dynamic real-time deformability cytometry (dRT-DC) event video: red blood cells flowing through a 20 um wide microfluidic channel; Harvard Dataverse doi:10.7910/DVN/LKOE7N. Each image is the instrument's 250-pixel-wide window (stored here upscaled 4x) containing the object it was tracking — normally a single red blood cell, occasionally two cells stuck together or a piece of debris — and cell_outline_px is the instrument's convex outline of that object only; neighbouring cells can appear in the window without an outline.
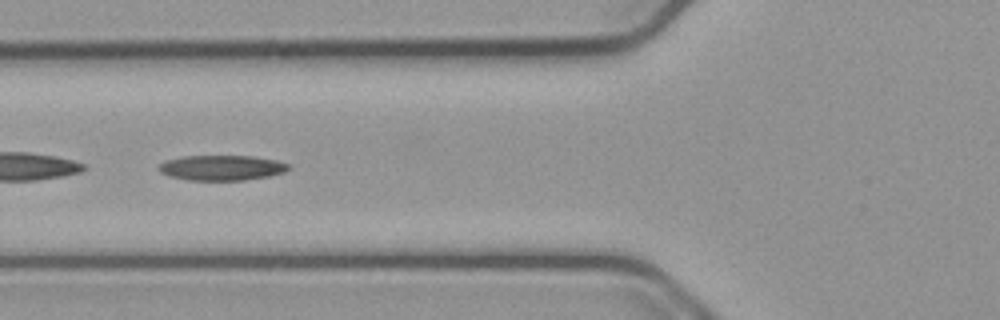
{"species": "common noctule bat (a hibernating species)", "species_latin": "Nyctalus noctula", "temperature_condition": "cold", "stored_images_in_passage": 52, "camera_frame_rate_fps": 3000, "um_per_image_px": 0.085, "animal": {"sex": "male", "body_mass_g": 23.1, "forearm_length_mm": 52.7}, "frame": {"image": 1, "passage_image": 18, "time_ms": 5.667, "image_size_px": [1000, 320], "cell_outline_px": [[292, 168], [284, 172], [268, 176], [244, 180], [188, 180], [172, 176], [160, 172], [156, 168], [164, 160], [184, 156], [252, 156], [276, 160], [288, 164]], "centroid_in_image_um": [18.84, 14.25], "position_along_channel_um": 107.0, "area_um2": 19.02}}
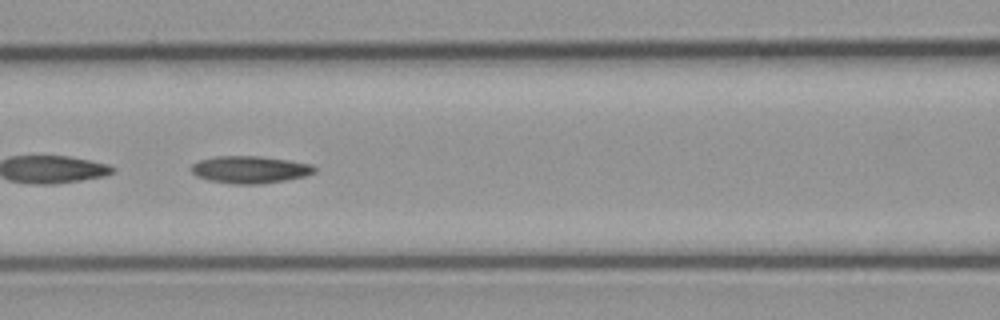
{"frame": {"image": 2, "passage_image": 21, "time_ms": 6.667, "image_size_px": [1000, 320], "cell_outline_px": [[316, 172], [304, 176], [284, 180], [260, 184], [232, 184], [208, 180], [196, 176], [192, 172], [192, 164], [200, 160], [216, 156], [260, 156], [288, 160], [312, 164], [316, 168]], "centroid_in_image_um": [21.24, 14.41], "position_along_channel_um": 145.4, "area_um2": 19.54}}
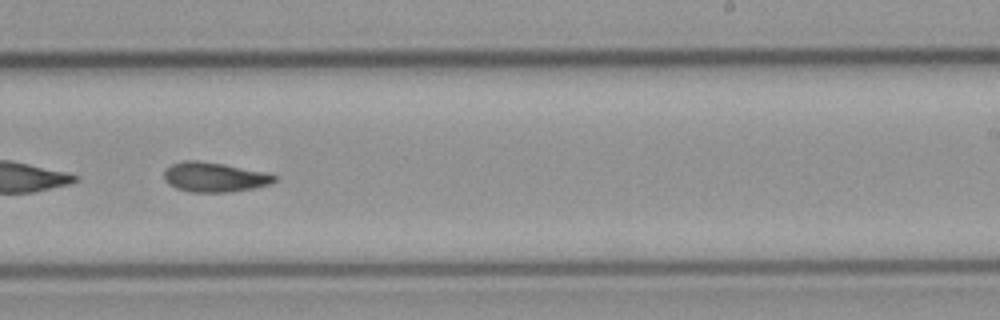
{"frame": {"image": 3, "passage_image": 31, "time_ms": 10.0, "image_size_px": [1000, 320], "cell_outline_px": [[276, 180], [272, 184], [252, 188], [228, 192], [192, 192], [176, 188], [168, 184], [164, 180], [164, 172], [172, 164], [184, 160], [196, 160], [224, 164], [264, 172], [276, 176]], "centroid_in_image_um": [18.21, 15.06], "position_along_channel_um": 270.8, "area_um2": 18.96}, "authors_computed_cell_mechanics": {"area_um2": 19.0451, "velocity_mm_per_s": 3.7697, "shape_relaxation_time_tau1_ms": 5.3683, "shape_relaxation_time_tau2_ms": null, "deformation_change_tau1": 0.1594, "deformation_change_tau2": null}}